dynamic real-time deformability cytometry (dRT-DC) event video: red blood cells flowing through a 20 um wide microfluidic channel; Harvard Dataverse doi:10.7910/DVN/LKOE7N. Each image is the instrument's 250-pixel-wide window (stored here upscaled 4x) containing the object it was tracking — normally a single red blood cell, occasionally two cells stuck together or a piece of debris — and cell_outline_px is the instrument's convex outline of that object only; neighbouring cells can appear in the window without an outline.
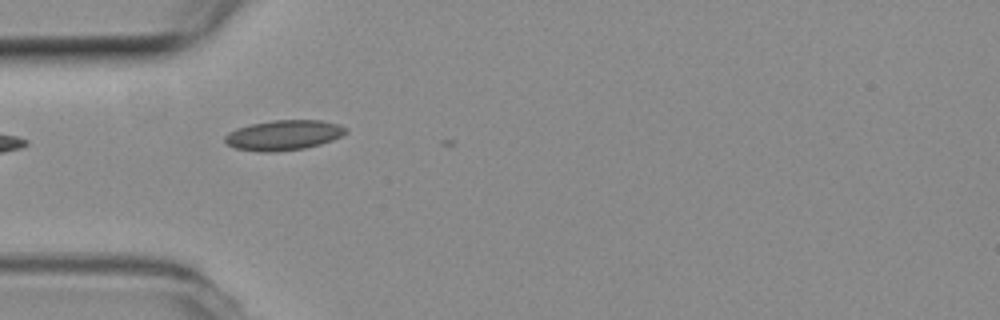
{"species": "common noctule bat (a hibernating species)", "species_latin": "Nyctalus noctula", "temperature_condition": "room temperature", "stored_images_in_passage": 3, "camera_frame_rate_fps": 3000, "um_per_image_px": 0.085, "animal": {"sex": "female", "body_mass_g": 19.3, "forearm_length_mm": 54.1}, "frame": {"image": 1, "passage_image": 2, "time_ms": 0.333, "image_size_px": [1000, 320], "cell_outline_px": [[348, 132], [332, 140], [320, 144], [304, 148], [276, 152], [260, 152], [236, 148], [228, 144], [224, 140], [224, 136], [228, 132], [236, 128], [252, 124], [272, 120], [320, 120], [340, 124], [348, 128]], "centroid_in_image_um": [24.12, 11.48], "position_along_channel_um": 60.9, "area_um2": 21.27}}